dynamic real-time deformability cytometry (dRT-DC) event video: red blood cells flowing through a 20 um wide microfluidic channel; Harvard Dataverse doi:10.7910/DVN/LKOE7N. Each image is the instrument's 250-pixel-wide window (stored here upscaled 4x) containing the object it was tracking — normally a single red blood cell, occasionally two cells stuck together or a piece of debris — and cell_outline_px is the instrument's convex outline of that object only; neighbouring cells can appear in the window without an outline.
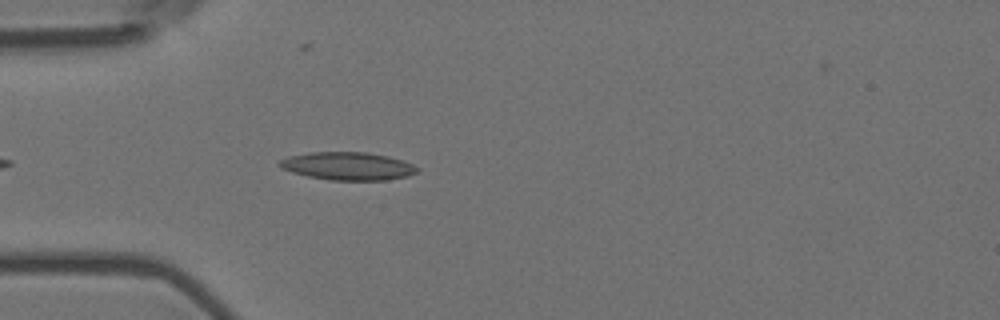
{"species": "Egyptian fruit bat (a non-hibernating species)", "species_latin": "Rousettus aegyptiacus", "temperature_condition": "room temperature", "stored_images_in_passage": 5, "camera_frame_rate_fps": 3000, "um_per_image_px": 0.085, "animal": {"sex": "female"}, "frame": {"image": 1, "passage_image": 5, "time_ms": 1.333, "image_size_px": [1000, 320], "cell_outline_px": [[420, 168], [416, 172], [408, 176], [388, 180], [328, 180], [308, 176], [292, 172], [280, 168], [276, 164], [280, 160], [288, 156], [308, 152], [368, 152], [388, 156], [404, 160]], "centroid_in_image_um": [29.55, 14.11], "position_along_channel_um": 55.4, "area_um2": 22.66}}